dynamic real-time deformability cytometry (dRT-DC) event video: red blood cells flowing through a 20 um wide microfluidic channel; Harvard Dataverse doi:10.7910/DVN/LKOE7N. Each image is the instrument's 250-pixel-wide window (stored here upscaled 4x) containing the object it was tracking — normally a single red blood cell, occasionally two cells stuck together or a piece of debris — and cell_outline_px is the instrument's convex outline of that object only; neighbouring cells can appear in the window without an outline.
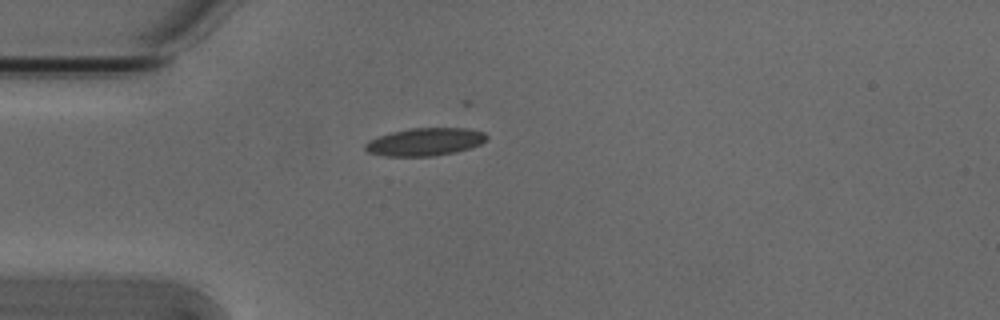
{"species": "Egyptian fruit bat (a non-hibernating species)", "species_latin": "Rousettus aegyptiacus", "temperature_condition": "cold", "stored_images_in_passage": 10, "camera_frame_rate_fps": 3000, "um_per_image_px": 0.085, "animal": {"sex": "male"}, "frame": {"image": 1, "passage_image": 1, "time_ms": 0.0, "image_size_px": [1000, 320], "cell_outline_px": [[488, 140], [480, 144], [456, 152], [432, 156], [384, 156], [368, 152], [364, 148], [364, 144], [368, 140], [392, 132], [412, 128], [468, 128], [484, 132], [488, 136]], "centroid_in_image_um": [36.14, 12.05], "position_along_channel_um": 48.9, "area_um2": 19.65}}
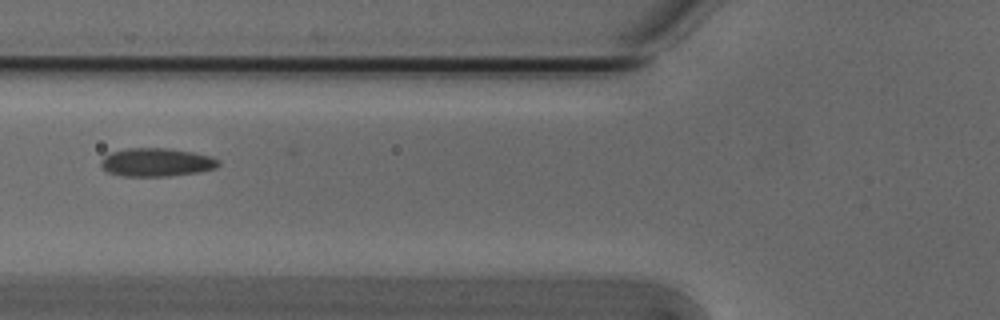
{"frame": {"image": 2, "passage_image": 7, "time_ms": 2.0, "image_size_px": [1000, 320], "cell_outline_px": [[220, 164], [216, 168], [196, 172], [168, 176], [124, 176], [108, 172], [100, 164], [100, 160], [104, 156], [112, 152], [128, 148], [168, 148], [192, 152], [212, 156], [220, 160]], "centroid_in_image_um": [13.32, 13.79], "position_along_channel_um": 112.5, "area_um2": 19.36}}